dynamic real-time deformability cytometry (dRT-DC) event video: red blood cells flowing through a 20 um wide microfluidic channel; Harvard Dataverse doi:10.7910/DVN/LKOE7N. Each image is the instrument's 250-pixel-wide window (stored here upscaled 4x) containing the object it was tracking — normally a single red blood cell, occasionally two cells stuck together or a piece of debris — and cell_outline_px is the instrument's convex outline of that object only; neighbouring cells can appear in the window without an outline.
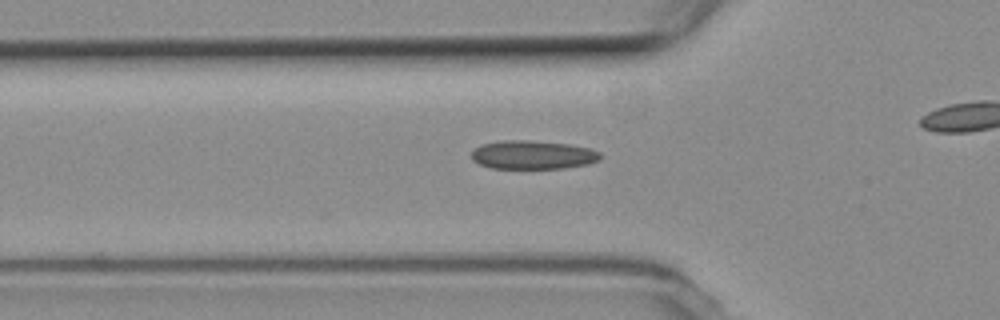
{"species": "common noctule bat (a hibernating species)", "species_latin": "Nyctalus noctula", "temperature_condition": "room temperature", "stored_images_in_passage": 25, "camera_frame_rate_fps": 3000, "um_per_image_px": 0.085, "animal": {"sex": "female", "body_mass_g": 19.3, "forearm_length_mm": 54.1}, "frame": {"image": 1, "passage_image": 3, "time_ms": 0.667, "image_size_px": [1000, 320], "cell_outline_px": [[600, 160], [588, 164], [564, 168], [492, 168], [480, 164], [472, 160], [472, 152], [476, 148], [484, 144], [500, 140], [524, 140], [568, 144], [588, 148], [600, 152]], "centroid_in_image_um": [45.29, 13.16], "position_along_channel_um": 80.5, "area_um2": 21.27}}
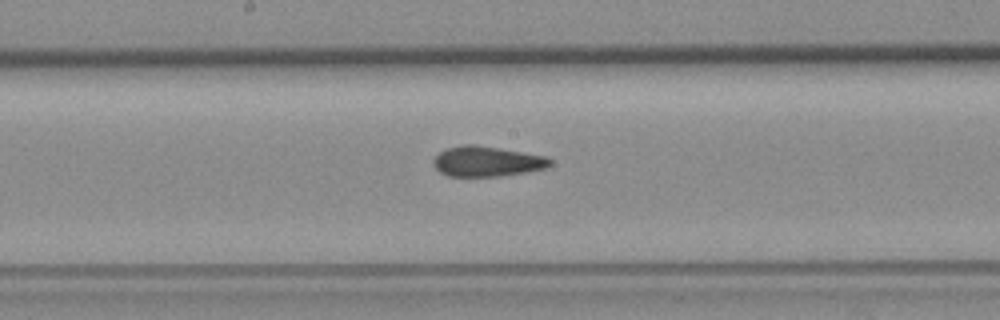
{"frame": {"image": 2, "passage_image": 13, "time_ms": 4.0, "image_size_px": [1000, 320], "cell_outline_px": [[552, 164], [544, 168], [524, 172], [500, 176], [448, 176], [440, 172], [432, 164], [432, 160], [440, 152], [448, 148], [464, 144], [476, 144], [544, 156], [552, 160]], "centroid_in_image_um": [41.35, 13.72], "position_along_channel_um": 206.9, "area_um2": 20.35}}
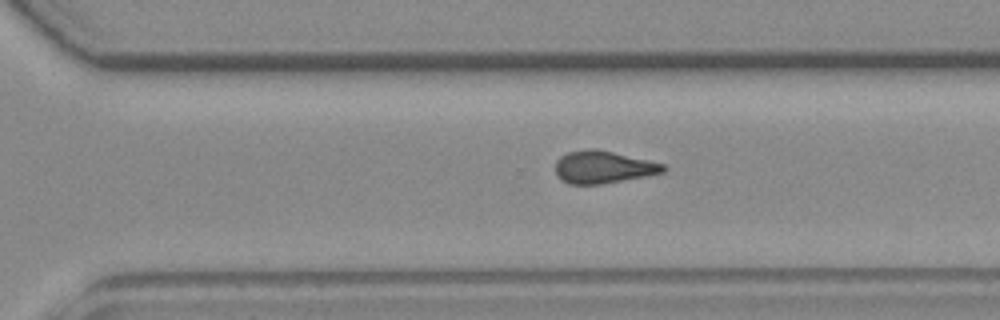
{"frame": {"image": 3, "passage_image": 22, "time_ms": 7.0, "image_size_px": [1000, 320], "cell_outline_px": [[668, 168], [664, 172], [644, 176], [600, 184], [568, 184], [560, 180], [556, 176], [556, 160], [560, 156], [568, 152], [588, 148], [596, 148], [664, 164]], "centroid_in_image_um": [51.22, 14.2], "position_along_channel_um": 319.4, "area_um2": 20.35}}